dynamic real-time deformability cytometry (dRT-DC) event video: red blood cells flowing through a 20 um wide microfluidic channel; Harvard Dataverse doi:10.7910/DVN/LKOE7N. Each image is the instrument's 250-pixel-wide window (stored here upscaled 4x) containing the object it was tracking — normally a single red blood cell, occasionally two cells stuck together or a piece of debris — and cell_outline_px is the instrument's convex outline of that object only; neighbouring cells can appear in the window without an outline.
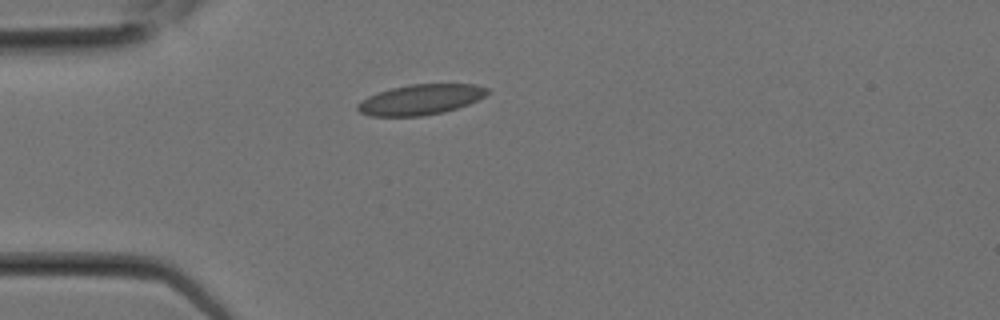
{"species": "Egyptian fruit bat (a non-hibernating species)", "species_latin": "Rousettus aegyptiacus", "temperature_condition": "room temperature", "stored_images_in_passage": 1, "camera_frame_rate_fps": 3000, "um_per_image_px": 0.085, "animal": {"sex": "female"}, "frame": {"image": 1, "passage_image": 1, "time_ms": 0.0, "image_size_px": [1000, 320], "cell_outline_px": [[488, 92], [484, 96], [468, 104], [444, 112], [424, 116], [368, 116], [360, 112], [356, 108], [356, 104], [360, 100], [368, 96], [392, 88], [412, 84], [476, 84], [488, 88]], "centroid_in_image_um": [35.72, 8.47], "position_along_channel_um": 49.3, "area_um2": 22.89}}